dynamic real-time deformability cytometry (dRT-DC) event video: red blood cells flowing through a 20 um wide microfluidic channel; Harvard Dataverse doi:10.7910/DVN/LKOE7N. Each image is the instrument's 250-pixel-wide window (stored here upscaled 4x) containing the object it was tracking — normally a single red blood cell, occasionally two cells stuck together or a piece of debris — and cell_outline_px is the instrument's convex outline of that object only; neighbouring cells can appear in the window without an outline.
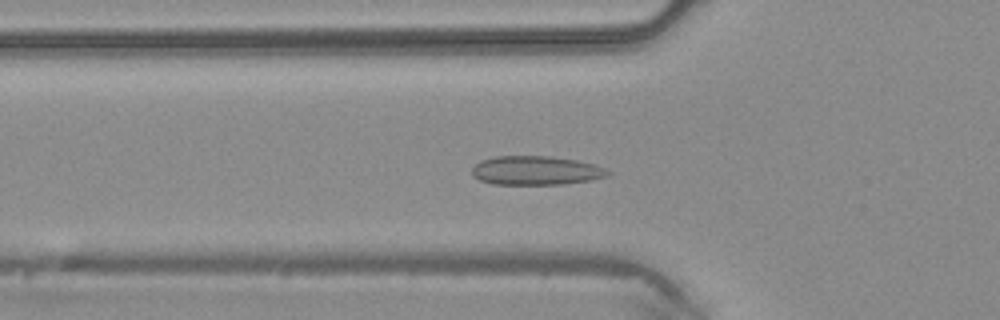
{"species": "common noctule bat (a hibernating species)", "species_latin": "Nyctalus noctula", "temperature_condition": "warm", "stored_images_in_passage": 46, "camera_frame_rate_fps": 3000, "um_per_image_px": 0.085, "animal": {"sex": "male", "body_mass_g": 20.4}, "frame": {"image": 1, "passage_image": 16, "time_ms": 5.0, "image_size_px": [1000, 320], "cell_outline_px": [[612, 172], [608, 176], [592, 180], [564, 184], [492, 184], [480, 180], [472, 176], [472, 168], [480, 160], [496, 156], [552, 156], [576, 160], [592, 164], [604, 168]], "centroid_in_image_um": [45.55, 14.49], "position_along_channel_um": 80.3, "area_um2": 23.0}}
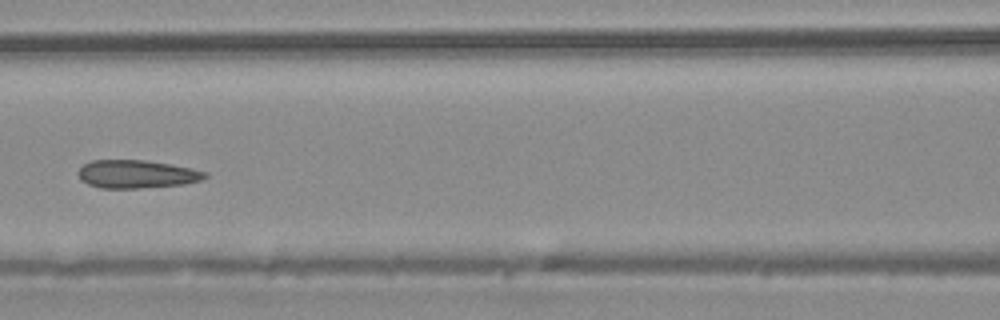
{"frame": {"image": 2, "passage_image": 21, "time_ms": 6.667, "image_size_px": [1000, 320], "cell_outline_px": [[208, 176], [200, 180], [184, 184], [136, 188], [100, 188], [88, 184], [80, 180], [76, 172], [84, 164], [92, 160], [144, 160], [192, 168], [208, 172]], "centroid_in_image_um": [11.59, 14.8], "position_along_channel_um": 155.0, "area_um2": 20.75}}
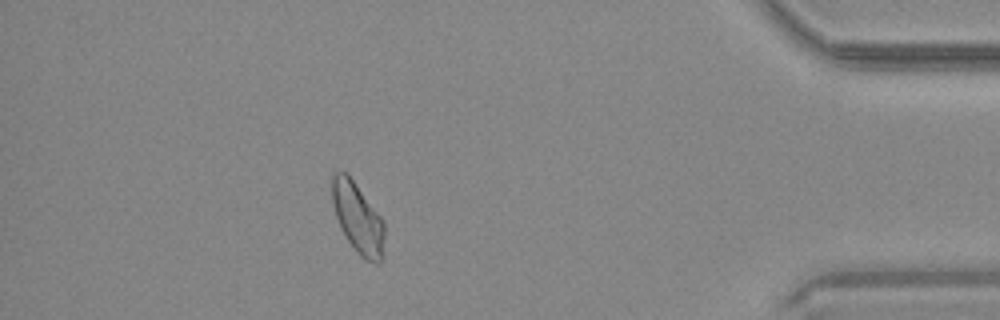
{"frame": {"image": 3, "passage_image": 41, "time_ms": 13.333, "image_size_px": [1000, 320], "cell_outline_px": [[384, 256], [376, 264], [364, 260], [356, 252], [340, 228], [332, 204], [332, 176], [336, 172], [344, 172], [352, 180], [384, 220]], "centroid_in_image_um": [30.43, 18.59], "position_along_channel_um": 404.8, "area_um2": 21.39}}